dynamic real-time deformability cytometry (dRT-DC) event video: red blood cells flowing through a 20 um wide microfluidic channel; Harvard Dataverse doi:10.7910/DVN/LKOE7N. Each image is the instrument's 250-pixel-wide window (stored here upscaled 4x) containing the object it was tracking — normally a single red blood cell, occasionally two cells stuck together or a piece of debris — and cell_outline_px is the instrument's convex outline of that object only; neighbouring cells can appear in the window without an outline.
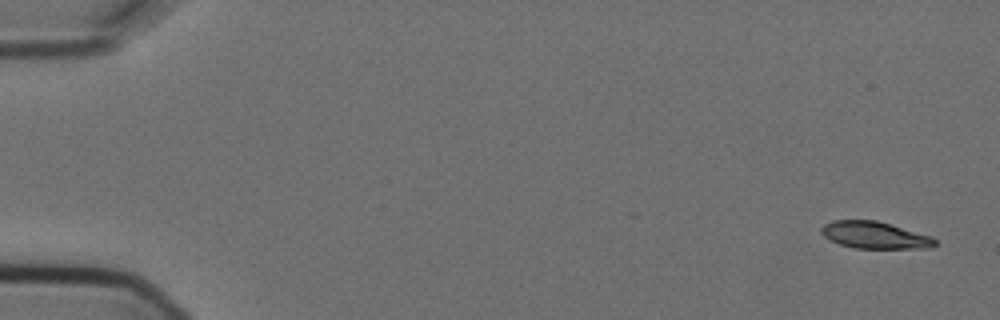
{"species": "Egyptian fruit bat (a non-hibernating species)", "species_latin": "Rousettus aegyptiacus", "temperature_condition": "cold", "stored_images_in_passage": 6, "camera_frame_rate_fps": 3000, "um_per_image_px": 0.085, "animal": {"sex": "female"}, "frame": {"image": 1, "passage_image": 1, "time_ms": 0.0, "image_size_px": [1000, 320], "cell_outline_px": [[936, 244], [932, 248], [856, 248], [840, 244], [824, 236], [820, 232], [820, 228], [824, 224], [832, 220], [876, 220], [932, 236], [936, 240]], "centroid_in_image_um": [74.36, 19.98], "position_along_channel_um": 10.6, "area_um2": 17.8}}